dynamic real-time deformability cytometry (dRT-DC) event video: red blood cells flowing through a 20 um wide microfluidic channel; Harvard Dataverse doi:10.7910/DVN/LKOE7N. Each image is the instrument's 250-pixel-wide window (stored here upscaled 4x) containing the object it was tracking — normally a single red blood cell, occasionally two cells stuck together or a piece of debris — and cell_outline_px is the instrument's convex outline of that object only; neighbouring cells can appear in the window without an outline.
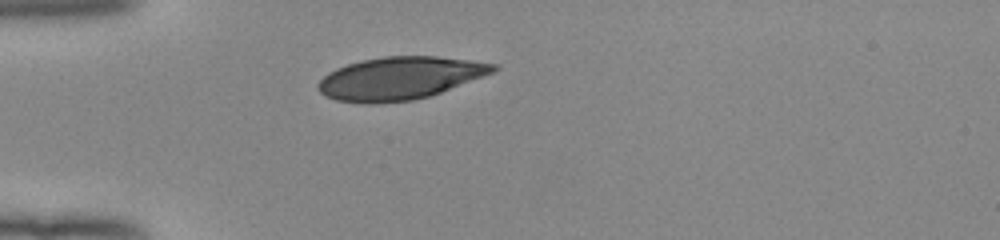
{"species": "human", "species_latin": "Homo sapiens", "temperature_condition": "room temperature", "stored_images_in_passage": 37, "camera_frame_rate_fps": 3000, "um_per_image_px": 0.085, "donor": {"sex": "female"}, "frame": {"image": 1, "passage_image": 1, "time_ms": 0.0, "image_size_px": [1000, 240], "cell_outline_px": [[500, 68], [492, 72], [440, 92], [428, 96], [412, 100], [372, 104], [368, 104], [336, 100], [324, 96], [316, 88], [316, 84], [328, 72], [336, 68], [360, 60], [384, 56], [436, 56], [468, 60], [496, 64]], "centroid_in_image_um": [33.91, 6.65], "position_along_channel_um": 51.1, "area_um2": 43.35}}
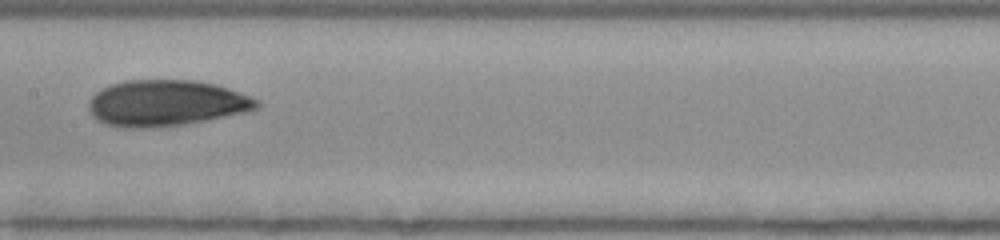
{"frame": {"image": 2, "passage_image": 13, "time_ms": 4.0, "image_size_px": [1000, 240], "cell_outline_px": [[260, 108], [248, 112], [184, 124], [148, 128], [124, 128], [104, 124], [96, 120], [92, 116], [88, 108], [88, 100], [100, 88], [124, 80], [196, 80], [216, 84], [228, 88], [260, 100]], "centroid_in_image_um": [14.11, 8.76], "position_along_channel_um": 193.3, "area_um2": 45.6}}
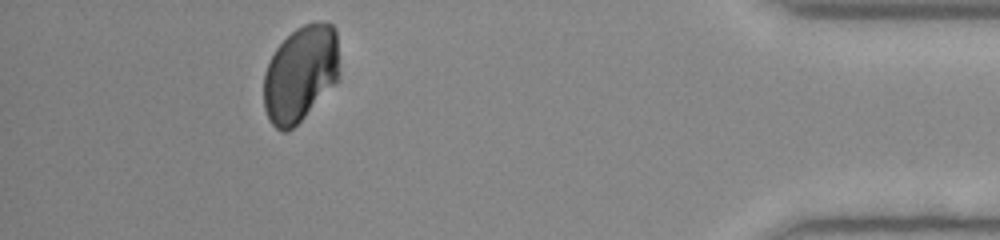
{"frame": {"image": 3, "passage_image": 33, "time_ms": 10.667, "image_size_px": [1000, 240], "cell_outline_px": [[340, 76], [304, 116], [288, 132], [280, 132], [268, 120], [264, 108], [264, 72], [276, 48], [296, 28], [304, 24], [332, 24], [336, 28], [340, 72]], "centroid_in_image_um": [25.53, 6.28], "position_along_channel_um": 409.7, "area_um2": 41.91}, "authors_computed_cell_mechanics": {"area_um2": 44.5638, "velocity_mm_per_s": 3.9603, "shape_relaxation_time_tau1_ms": 9.7068, "shape_relaxation_time_tau2_ms": 0.6657, "deformation_change_tau1": 0.1833, "deformation_change_tau2": 0.025}}